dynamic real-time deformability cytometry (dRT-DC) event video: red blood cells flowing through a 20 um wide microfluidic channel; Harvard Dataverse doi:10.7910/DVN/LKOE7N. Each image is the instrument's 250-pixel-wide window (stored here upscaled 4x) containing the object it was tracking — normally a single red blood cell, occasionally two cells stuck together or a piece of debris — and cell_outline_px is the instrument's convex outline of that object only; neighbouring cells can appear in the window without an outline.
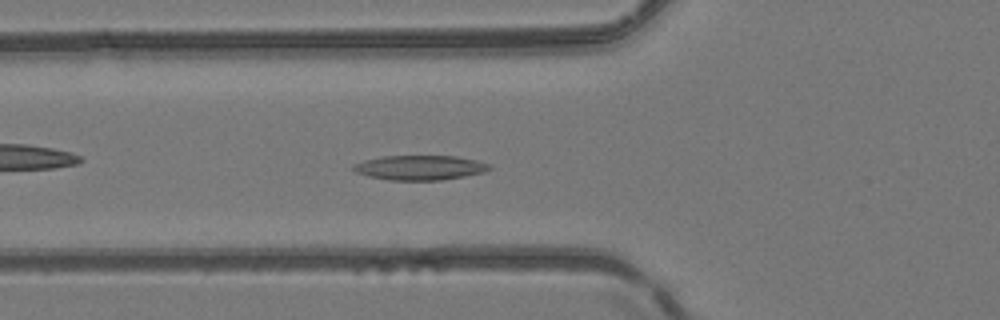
{"species": "common noctule bat (a hibernating species)", "species_latin": "Nyctalus noctula", "temperature_condition": "room temperature", "stored_images_in_passage": 50, "camera_frame_rate_fps": 3000, "um_per_image_px": 0.085, "animal": {"sex": "female", "body_mass_g": 24.6, "forearm_length_mm": 56.2}, "frame": {"image": 1, "passage_image": 17, "time_ms": 5.333, "image_size_px": [1000, 320], "cell_outline_px": [[492, 168], [484, 172], [464, 176], [440, 180], [388, 180], [368, 176], [356, 172], [352, 168], [352, 164], [364, 160], [380, 156], [456, 156], [476, 160], [492, 164]], "centroid_in_image_um": [35.69, 14.24], "position_along_channel_um": 90.1, "area_um2": 19.65}}
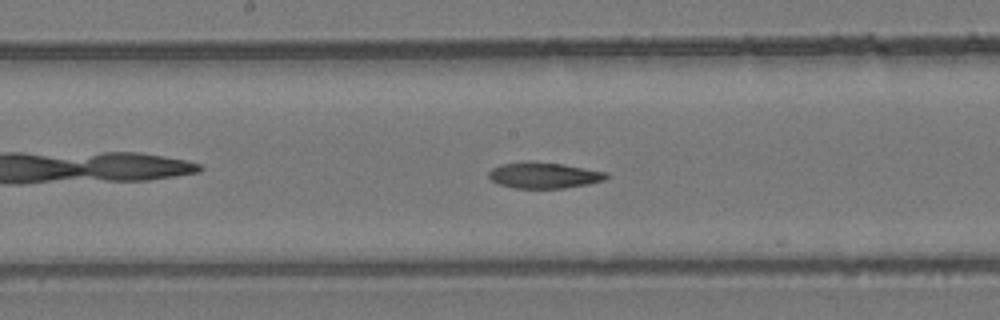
{"frame": {"image": 2, "passage_image": 25, "time_ms": 8.0, "image_size_px": [1000, 320], "cell_outline_px": [[608, 176], [604, 180], [588, 184], [564, 188], [516, 188], [500, 184], [492, 180], [488, 176], [488, 172], [492, 168], [500, 164], [528, 160], [564, 164], [608, 172]], "centroid_in_image_um": [46.23, 14.88], "position_along_channel_um": 202.0, "area_um2": 17.98}}
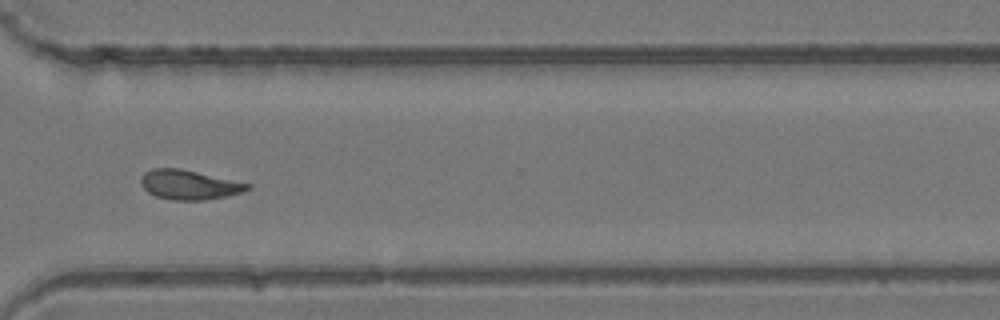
{"frame": {"image": 3, "passage_image": 36, "time_ms": 11.667, "image_size_px": [1000, 320], "cell_outline_px": [[252, 188], [244, 192], [228, 196], [204, 200], [172, 200], [156, 196], [148, 192], [140, 184], [140, 176], [144, 172], [152, 168], [180, 168], [252, 184]], "centroid_in_image_um": [16.09, 15.7], "position_along_channel_um": 354.5, "area_um2": 18.55}}